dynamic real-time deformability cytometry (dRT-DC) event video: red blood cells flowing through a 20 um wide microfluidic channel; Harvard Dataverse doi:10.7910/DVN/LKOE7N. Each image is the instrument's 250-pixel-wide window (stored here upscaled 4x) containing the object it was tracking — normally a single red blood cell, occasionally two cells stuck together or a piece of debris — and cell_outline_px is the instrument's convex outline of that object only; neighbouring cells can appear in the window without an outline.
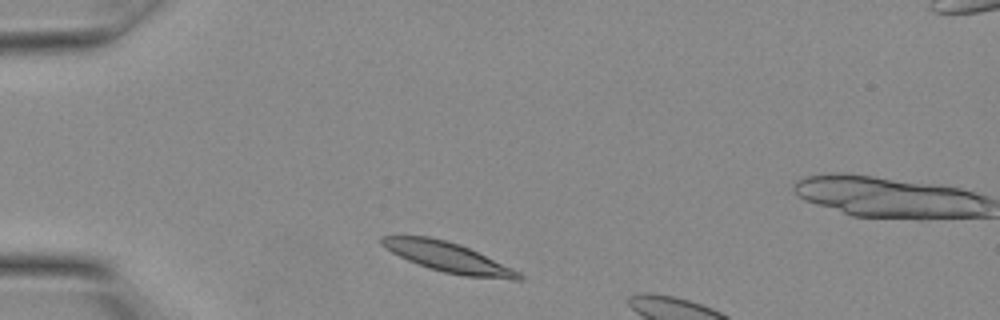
{"species": "Egyptian fruit bat (a non-hibernating species)", "species_latin": "Rousettus aegyptiacus", "temperature_condition": "warm", "stored_images_in_passage": 6, "camera_frame_rate_fps": 3000, "um_per_image_px": 0.085, "animal": {"sex": "female"}, "frame": {"image": 1, "passage_image": 2, "time_ms": 0.333, "image_size_px": [1000, 320], "cell_outline_px": [[524, 280], [512, 280], [464, 276], [444, 272], [428, 268], [408, 260], [392, 252], [380, 244], [380, 236], [428, 236], [460, 244], [512, 268], [520, 272], [524, 276]], "centroid_in_image_um": [38.11, 21.88], "position_along_channel_um": 46.9, "area_um2": 23.7}}
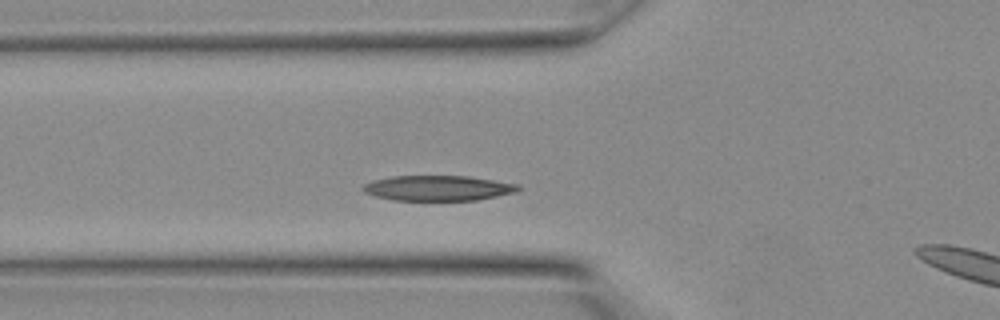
{"frame": {"image": 2, "passage_image": 5, "time_ms": 1.333, "image_size_px": [1000, 320], "cell_outline_px": [[520, 188], [516, 192], [476, 200], [392, 200], [376, 196], [364, 192], [360, 188], [364, 184], [372, 180], [392, 176], [468, 176], [520, 184]], "centroid_in_image_um": [37.21, 15.98], "position_along_channel_um": 88.6, "area_um2": 22.83}}